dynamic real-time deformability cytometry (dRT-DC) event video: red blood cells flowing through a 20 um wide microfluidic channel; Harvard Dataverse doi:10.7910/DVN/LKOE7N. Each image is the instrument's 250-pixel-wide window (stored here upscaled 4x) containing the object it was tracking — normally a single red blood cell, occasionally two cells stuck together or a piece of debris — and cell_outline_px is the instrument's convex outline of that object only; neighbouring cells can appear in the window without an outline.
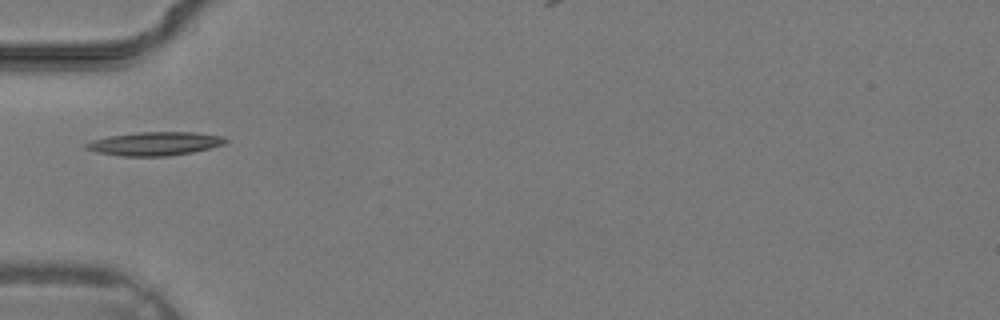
{"species": "common noctule bat (a hibernating species)", "species_latin": "Nyctalus noctula", "temperature_condition": "warm", "stored_images_in_passage": 24, "camera_frame_rate_fps": 3000, "um_per_image_px": 0.085, "animal": {"sex": "male", "body_mass_g": 19.2, "forearm_length_mm": 51.8}, "frame": {"image": 1, "passage_image": 1, "time_ms": 0.0, "image_size_px": [1000, 320], "cell_outline_px": [[228, 140], [224, 144], [192, 152], [168, 156], [124, 156], [96, 152], [84, 148], [84, 144], [92, 140], [108, 136], [136, 132], [196, 132], [224, 136]], "centroid_in_image_um": [13.15, 12.2], "position_along_channel_um": 71.9, "area_um2": 19.19}}
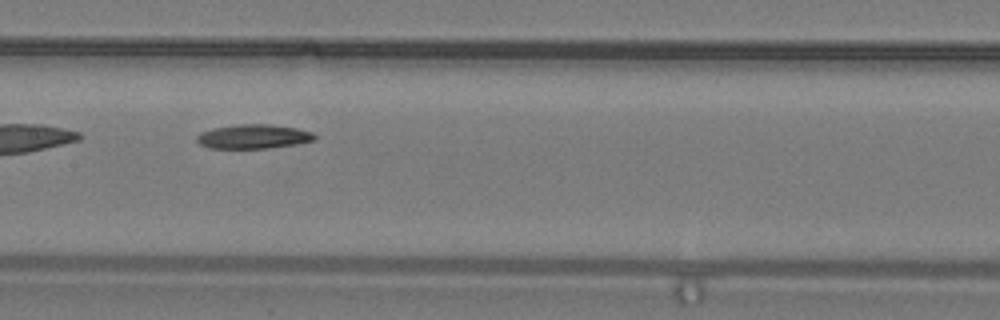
{"frame": {"image": 2, "passage_image": 7, "time_ms": 2.0, "image_size_px": [1000, 320], "cell_outline_px": [[316, 140], [296, 144], [268, 148], [208, 148], [200, 144], [196, 140], [196, 136], [200, 132], [212, 128], [236, 124], [272, 124], [296, 128], [312, 132], [316, 136]], "centroid_in_image_um": [21.52, 11.6], "position_along_channel_um": 185.9, "area_um2": 16.76}}
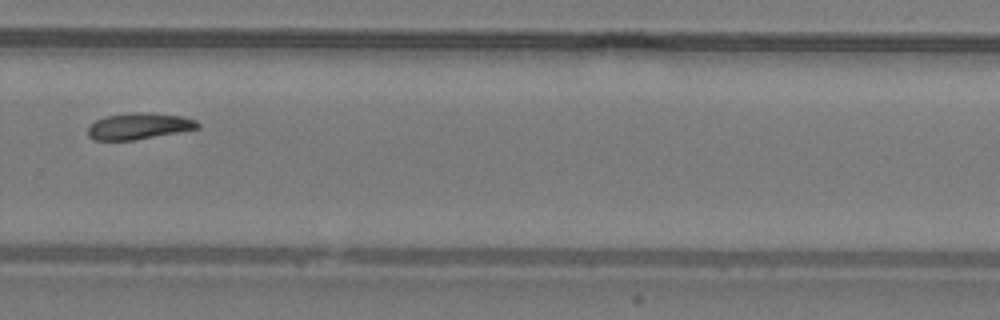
{"frame": {"image": 3, "passage_image": 14, "time_ms": 4.333, "image_size_px": [1000, 320], "cell_outline_px": [[200, 128], [132, 140], [92, 140], [88, 136], [88, 128], [96, 120], [104, 116], [132, 112], [152, 112], [184, 116], [196, 120], [200, 124]], "centroid_in_image_um": [11.82, 10.7], "position_along_channel_um": 318.0, "area_um2": 16.94}}